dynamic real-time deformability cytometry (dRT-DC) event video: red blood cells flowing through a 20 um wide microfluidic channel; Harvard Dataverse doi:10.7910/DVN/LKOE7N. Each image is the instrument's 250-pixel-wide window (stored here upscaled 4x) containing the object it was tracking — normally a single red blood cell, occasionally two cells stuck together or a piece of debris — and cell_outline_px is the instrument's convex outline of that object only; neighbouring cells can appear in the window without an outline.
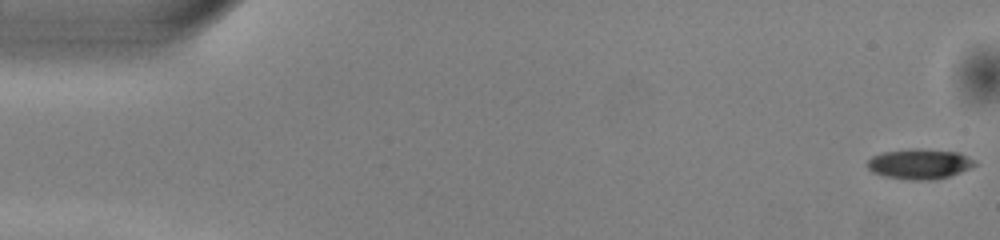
{"species": "common noctule bat (a hibernating species)", "species_latin": "Nyctalus noctula", "temperature_condition": "warm", "stored_images_in_passage": 11, "camera_frame_rate_fps": 3000, "um_per_image_px": 0.085, "animal": {"sex": "male", "body_mass_g": 13.0, "forearm_length_mm": 53.1}, "frame": {"image": 1, "passage_image": 1, "time_ms": 0.0, "image_size_px": [1000, 240], "cell_outline_px": [[976, 164], [960, 172], [948, 176], [932, 180], [908, 180], [884, 176], [872, 172], [868, 168], [868, 160], [872, 156], [884, 152], [908, 148], [920, 148], [960, 152], [976, 160]], "centroid_in_image_um": [78.16, 13.92], "position_along_channel_um": 6.8, "area_um2": 19.02}}